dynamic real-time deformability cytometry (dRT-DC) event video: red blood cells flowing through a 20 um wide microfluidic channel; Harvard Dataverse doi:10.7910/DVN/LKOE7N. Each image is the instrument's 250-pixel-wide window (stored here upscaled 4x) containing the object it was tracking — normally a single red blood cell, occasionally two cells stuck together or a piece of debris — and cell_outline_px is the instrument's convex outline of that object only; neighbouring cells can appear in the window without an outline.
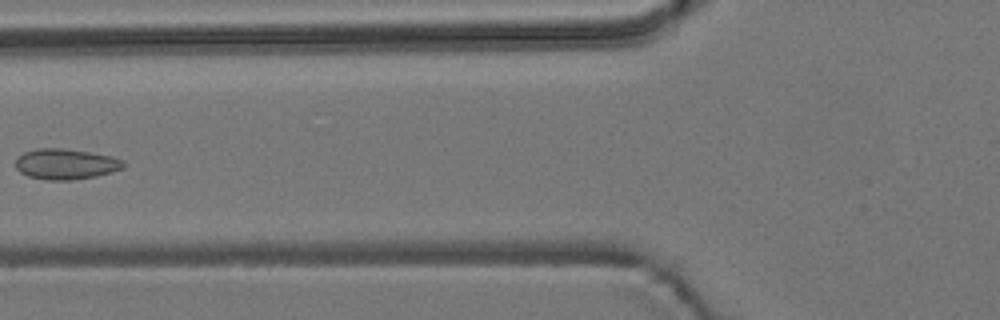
{"species": "common noctule bat (a hibernating species)", "species_latin": "Nyctalus noctula", "temperature_condition": "room temperature", "stored_images_in_passage": 5, "camera_frame_rate_fps": 3000, "um_per_image_px": 0.085, "animal": {"sex": "male", "body_mass_g": 19.2, "forearm_length_mm": 51.8}, "frame": {"image": 1, "passage_image": 5, "time_ms": 5.0, "image_size_px": [1000, 320], "cell_outline_px": [[124, 168], [112, 172], [96, 176], [72, 180], [48, 180], [28, 176], [20, 172], [16, 168], [16, 160], [24, 152], [36, 148], [64, 148], [112, 156], [124, 160]], "centroid_in_image_um": [5.6, 13.94], "position_along_channel_um": 120.2, "area_um2": 19.25}}